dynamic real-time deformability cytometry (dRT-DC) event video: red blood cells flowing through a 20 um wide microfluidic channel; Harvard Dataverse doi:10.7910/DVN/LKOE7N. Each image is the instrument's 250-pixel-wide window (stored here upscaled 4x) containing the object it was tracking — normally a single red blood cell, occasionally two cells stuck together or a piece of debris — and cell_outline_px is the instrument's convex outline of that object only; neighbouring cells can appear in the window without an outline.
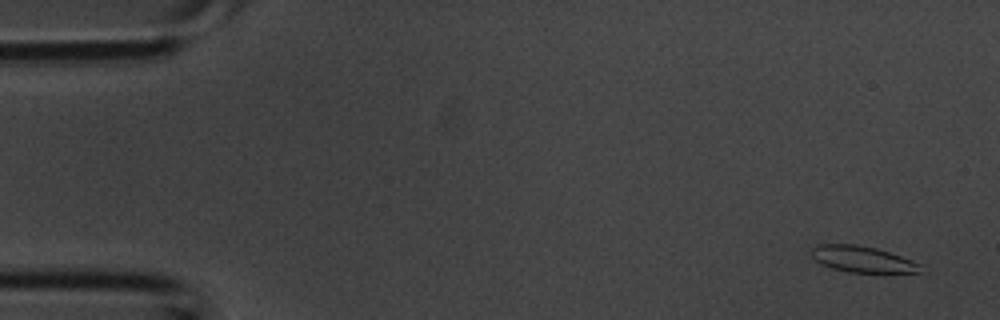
{"species": "common noctule bat (a hibernating species)", "species_latin": "Nyctalus noctula", "temperature_condition": "room temperature", "stored_images_in_passage": 4, "camera_frame_rate_fps": 3000, "um_per_image_px": 0.085, "animal": {"sex": "male", "body_mass_g": 20.1, "forearm_length_mm": 53.5}, "frame": {"image": 1, "passage_image": 1, "time_ms": 0.0, "image_size_px": [1000, 320], "cell_outline_px": [[924, 264], [920, 272], [848, 272], [832, 268], [820, 264], [808, 252], [808, 248], [816, 244], [856, 244], [876, 248]], "centroid_in_image_um": [73.24, 22.02], "position_along_channel_um": 11.8, "area_um2": 16.82}}